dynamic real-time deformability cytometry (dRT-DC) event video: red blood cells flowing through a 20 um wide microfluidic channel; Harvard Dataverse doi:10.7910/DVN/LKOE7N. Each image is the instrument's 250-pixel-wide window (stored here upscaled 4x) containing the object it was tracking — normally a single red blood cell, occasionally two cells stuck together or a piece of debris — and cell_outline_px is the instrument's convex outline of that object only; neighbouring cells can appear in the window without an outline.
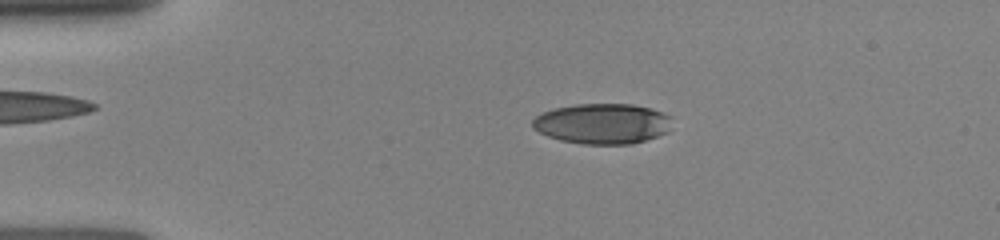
{"species": "human", "species_latin": "Homo sapiens", "temperature_condition": "room temperature", "stored_images_in_passage": 39, "camera_frame_rate_fps": 3000, "um_per_image_px": 0.085, "donor": {"sex": "female"}, "frame": {"image": 1, "passage_image": 10, "time_ms": 3.333, "image_size_px": [1000, 240], "cell_outline_px": [[672, 116], [668, 132], [632, 144], [584, 144], [560, 140], [548, 136], [532, 128], [532, 120], [536, 116], [552, 108], [576, 104], [632, 104], [652, 108]], "centroid_in_image_um": [51.21, 10.5], "position_along_channel_um": 33.8, "area_um2": 32.95}}
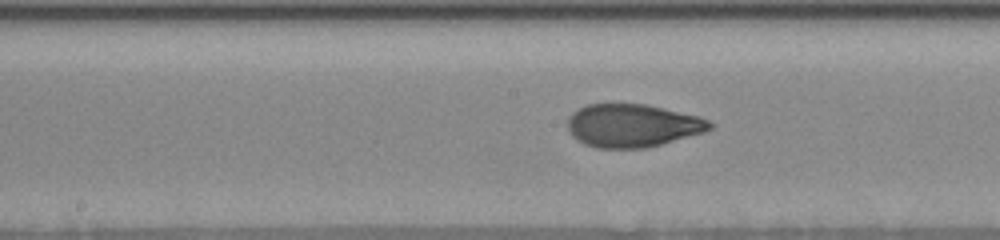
{"frame": {"image": 2, "passage_image": 26, "time_ms": 8.333, "image_size_px": [1000, 240], "cell_outline_px": [[712, 128], [704, 132], [660, 144], [644, 148], [596, 148], [584, 144], [572, 136], [568, 128], [568, 116], [576, 108], [588, 104], [612, 100], [644, 104], [664, 108], [700, 116], [708, 120], [712, 124]], "centroid_in_image_um": [53.7, 10.62], "position_along_channel_um": 194.5, "area_um2": 36.47}}
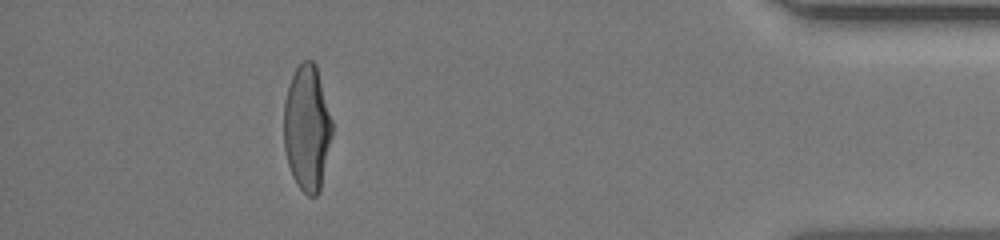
{"frame": {"image": 3, "passage_image": 37, "time_ms": 14.667, "image_size_px": [1000, 240], "cell_outline_px": [[332, 136], [320, 188], [316, 196], [308, 196], [296, 184], [292, 176], [288, 164], [284, 148], [284, 104], [288, 88], [292, 76], [296, 68], [304, 60], [312, 60], [316, 64], [332, 120]], "centroid_in_image_um": [26.09, 10.88], "position_along_channel_um": 409.1, "area_um2": 35.2}}